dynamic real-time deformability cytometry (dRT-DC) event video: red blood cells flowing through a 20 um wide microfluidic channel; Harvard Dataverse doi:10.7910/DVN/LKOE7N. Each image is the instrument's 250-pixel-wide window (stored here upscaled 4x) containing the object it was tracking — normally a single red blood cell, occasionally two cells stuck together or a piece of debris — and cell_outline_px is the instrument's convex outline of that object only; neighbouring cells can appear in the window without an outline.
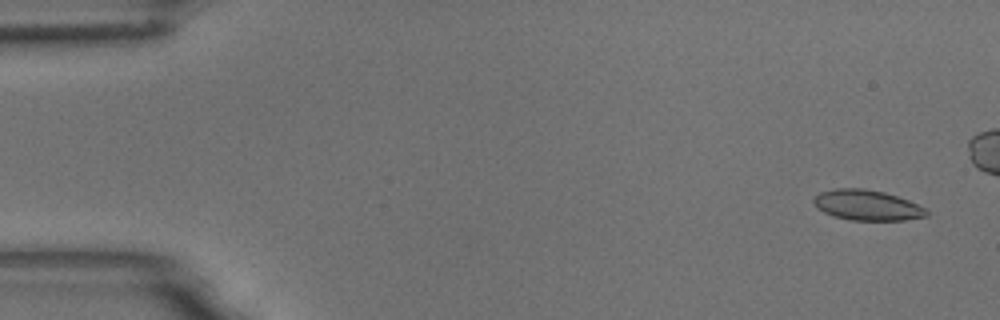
{"species": "common noctule bat (a hibernating species)", "species_latin": "Nyctalus noctula", "temperature_condition": "room temperature", "stored_images_in_passage": 6, "camera_frame_rate_fps": 3000, "um_per_image_px": 0.085, "animal": {"sex": "male", "body_mass_g": 18.8}, "frame": {"image": 1, "passage_image": 1, "time_ms": 0.0, "image_size_px": [1000, 320], "cell_outline_px": [[928, 216], [904, 220], [852, 220], [832, 216], [816, 208], [812, 200], [820, 192], [836, 188], [864, 188], [884, 192], [908, 200], [924, 208], [928, 212]], "centroid_in_image_um": [73.67, 17.44], "position_along_channel_um": 11.3, "area_um2": 19.94}}